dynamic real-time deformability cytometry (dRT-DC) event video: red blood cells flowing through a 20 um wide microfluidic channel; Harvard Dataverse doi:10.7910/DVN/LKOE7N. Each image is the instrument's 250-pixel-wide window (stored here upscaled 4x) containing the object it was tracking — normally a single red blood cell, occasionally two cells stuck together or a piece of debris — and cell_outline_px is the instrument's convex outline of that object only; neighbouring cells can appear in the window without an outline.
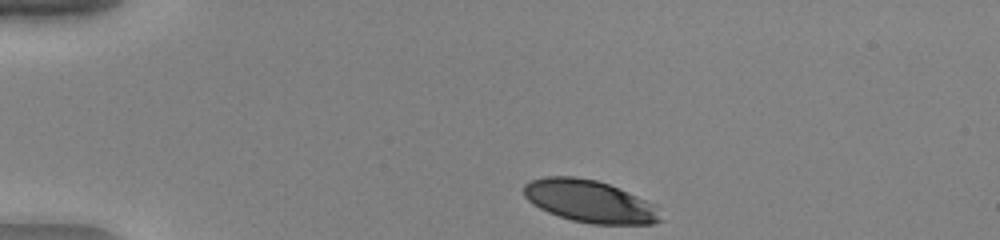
{"species": "human", "species_latin": "Homo sapiens", "temperature_condition": "warm", "stored_images_in_passage": 37, "camera_frame_rate_fps": 3000, "um_per_image_px": 0.085, "donor": {"sex": "female"}, "frame": {"image": 1, "passage_image": 1, "time_ms": 0.0, "image_size_px": [1000, 240], "cell_outline_px": [[664, 220], [652, 224], [592, 224], [572, 220], [548, 212], [532, 204], [524, 196], [524, 184], [532, 180], [544, 176], [572, 176], [596, 180], [608, 184], [656, 204]], "centroid_in_image_um": [50.15, 17.12], "position_along_channel_um": 34.9, "area_um2": 33.76}}
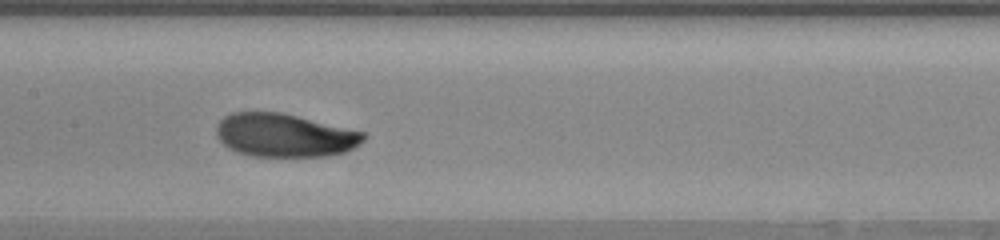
{"frame": {"image": 2, "passage_image": 17, "time_ms": 5.333, "image_size_px": [1000, 240], "cell_outline_px": [[368, 136], [356, 148], [344, 152], [328, 156], [248, 156], [236, 152], [228, 148], [216, 136], [216, 124], [224, 116], [232, 112], [280, 112], [368, 132]], "centroid_in_image_um": [24.22, 11.5], "position_along_channel_um": 183.2, "area_um2": 37.69}}
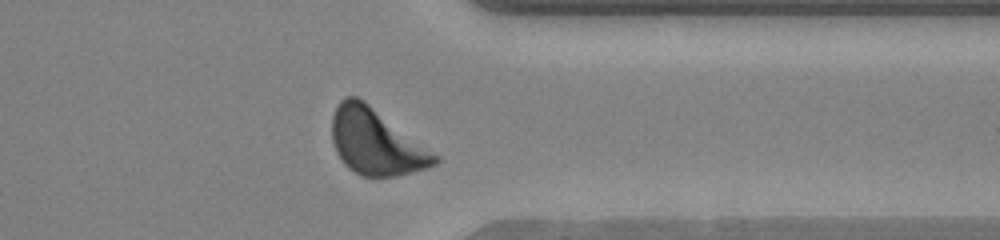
{"frame": {"image": 3, "passage_image": 32, "time_ms": 10.333, "image_size_px": [1000, 240], "cell_outline_px": [[440, 160], [436, 164], [424, 168], [396, 176], [360, 176], [348, 168], [344, 164], [336, 152], [332, 140], [332, 116], [336, 104], [344, 96], [356, 96], [364, 100], [440, 156]], "centroid_in_image_um": [31.93, 12.05], "position_along_channel_um": 379.5, "area_um2": 39.48}, "authors_computed_cell_mechanics": {"area_um2": 37.281, "velocity_mm_per_s": 3.9779, "shape_relaxation_time_tau1_ms": 4.2555, "shape_relaxation_time_tau2_ms": null, "deformation_change_tau1": 0.1794, "deformation_change_tau2": null}}